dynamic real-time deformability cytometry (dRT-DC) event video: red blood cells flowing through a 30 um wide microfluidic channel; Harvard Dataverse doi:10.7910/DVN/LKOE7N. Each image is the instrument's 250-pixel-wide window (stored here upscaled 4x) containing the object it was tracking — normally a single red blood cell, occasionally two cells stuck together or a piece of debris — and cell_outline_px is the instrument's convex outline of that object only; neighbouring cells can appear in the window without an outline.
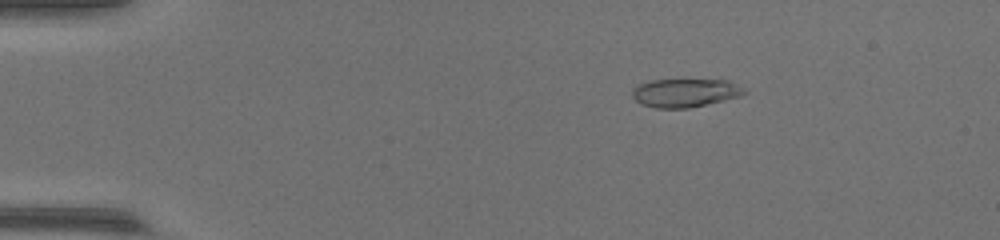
{"species": "common noctule bat (a hibernating species)", "species_latin": "Nyctalus noctula", "temperature_condition": "warm", "stored_images_in_passage": 55, "camera_frame_rate_fps": 3000, "um_per_image_px": 0.085, "animal": {"sex": "female", "body_mass_g": 17.0, "forearm_length_mm": 48.0}, "frame": {"image": 1, "passage_image": 10, "time_ms": 3.0, "image_size_px": [1000, 240], "cell_outline_px": [[748, 92], [740, 96], [724, 100], [688, 108], [656, 108], [640, 104], [632, 96], [632, 88], [636, 84], [648, 80], [728, 80], [744, 88]], "centroid_in_image_um": [58.19, 7.88], "position_along_channel_um": 26.8, "area_um2": 18.67}}
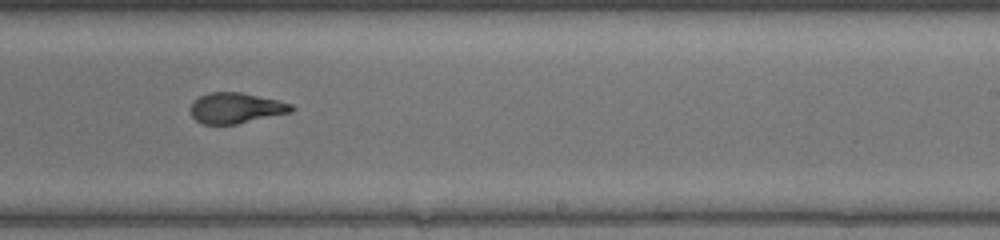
{"frame": {"image": 2, "passage_image": 35, "time_ms": 11.333, "image_size_px": [1000, 240], "cell_outline_px": [[296, 108], [292, 112], [236, 124], [204, 124], [196, 120], [192, 116], [192, 104], [200, 96], [208, 92], [240, 92], [276, 100], [292, 104]], "centroid_in_image_um": [20.08, 9.18], "position_along_channel_um": 268.9, "area_um2": 17.74}}
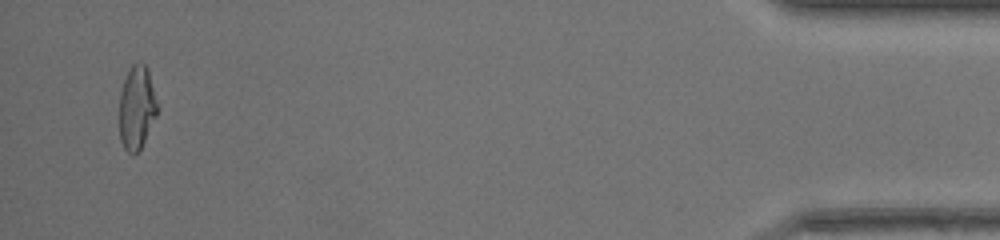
{"frame": {"image": 3, "passage_image": 53, "time_ms": 17.333, "image_size_px": [1000, 240], "cell_outline_px": [[160, 108], [140, 148], [132, 156], [124, 148], [120, 140], [120, 92], [128, 68], [132, 64], [144, 64], [148, 68]], "centroid_in_image_um": [11.64, 9.12], "position_along_channel_um": 423.6, "area_um2": 18.61}}